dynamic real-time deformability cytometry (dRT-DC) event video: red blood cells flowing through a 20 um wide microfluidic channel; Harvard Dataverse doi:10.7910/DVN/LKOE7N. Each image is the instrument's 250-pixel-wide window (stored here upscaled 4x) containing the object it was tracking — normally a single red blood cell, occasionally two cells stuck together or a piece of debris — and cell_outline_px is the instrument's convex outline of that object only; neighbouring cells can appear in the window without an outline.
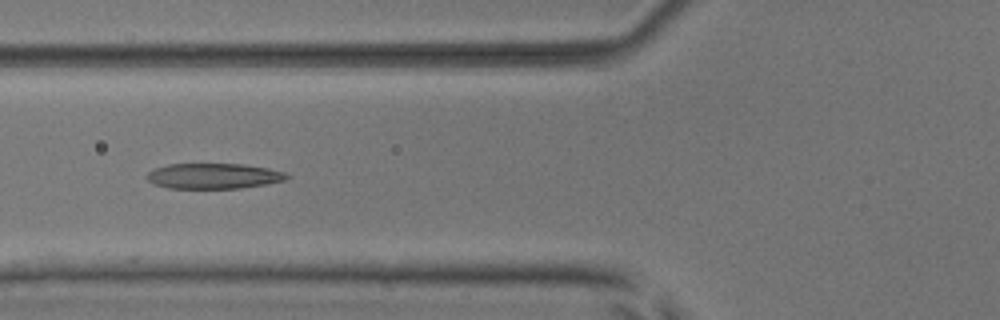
{"species": "common noctule bat (a hibernating species)", "species_latin": "Nyctalus noctula", "temperature_condition": "room temperature", "stored_images_in_passage": 5, "camera_frame_rate_fps": 3000, "um_per_image_px": 0.085, "animal": {"sex": "male", "body_mass_g": 17.9, "forearm_length_mm": 54.2}, "frame": {"image": 1, "passage_image": 2, "time_ms": 1.333, "image_size_px": [1000, 320], "cell_outline_px": [[288, 176], [284, 180], [268, 184], [240, 188], [168, 188], [152, 184], [148, 180], [148, 172], [156, 168], [168, 164], [244, 164], [268, 168], [284, 172]], "centroid_in_image_um": [18.15, 14.96], "position_along_channel_um": 107.7, "area_um2": 20.63}}
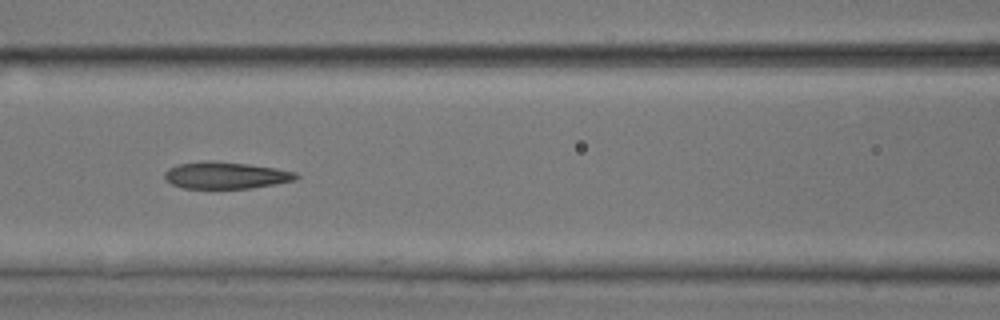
{"frame": {"image": 2, "passage_image": 3, "time_ms": 2.333, "image_size_px": [1000, 320], "cell_outline_px": [[300, 176], [296, 180], [276, 184], [252, 188], [184, 188], [172, 184], [164, 180], [164, 172], [168, 168], [176, 164], [208, 160], [248, 164], [276, 168], [296, 172]], "centroid_in_image_um": [19.18, 14.9], "position_along_channel_um": 147.4, "area_um2": 20.75}}